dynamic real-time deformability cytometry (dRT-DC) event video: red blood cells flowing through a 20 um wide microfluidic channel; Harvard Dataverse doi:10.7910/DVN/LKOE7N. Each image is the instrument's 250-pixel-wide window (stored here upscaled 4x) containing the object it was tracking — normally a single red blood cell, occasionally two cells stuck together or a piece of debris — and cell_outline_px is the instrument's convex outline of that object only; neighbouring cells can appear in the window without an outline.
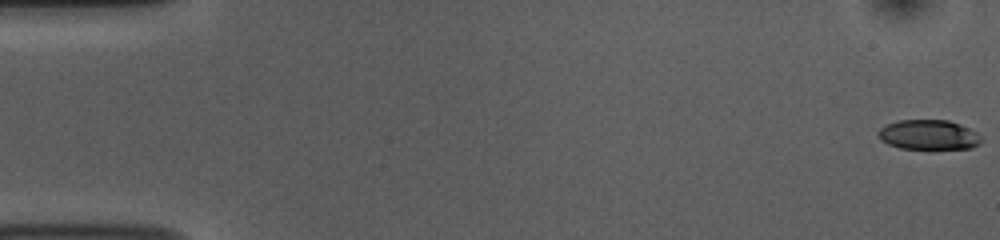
{"species": "common noctule bat (a hibernating species)", "species_latin": "Nyctalus noctula", "temperature_condition": "room temperature", "stored_images_in_passage": 11, "camera_frame_rate_fps": 3000, "um_per_image_px": 0.085, "animal": {"sex": "female", "body_mass_g": 10.0, "forearm_length_mm": 53.1}, "frame": {"image": 1, "passage_image": 1, "time_ms": 0.0, "image_size_px": [1000, 240], "cell_outline_px": [[980, 144], [972, 148], [900, 148], [888, 144], [880, 140], [880, 128], [888, 124], [900, 120], [948, 120], [960, 124], [976, 132], [980, 140]], "centroid_in_image_um": [78.94, 11.45], "position_along_channel_um": 6.1, "area_um2": 17.51}}